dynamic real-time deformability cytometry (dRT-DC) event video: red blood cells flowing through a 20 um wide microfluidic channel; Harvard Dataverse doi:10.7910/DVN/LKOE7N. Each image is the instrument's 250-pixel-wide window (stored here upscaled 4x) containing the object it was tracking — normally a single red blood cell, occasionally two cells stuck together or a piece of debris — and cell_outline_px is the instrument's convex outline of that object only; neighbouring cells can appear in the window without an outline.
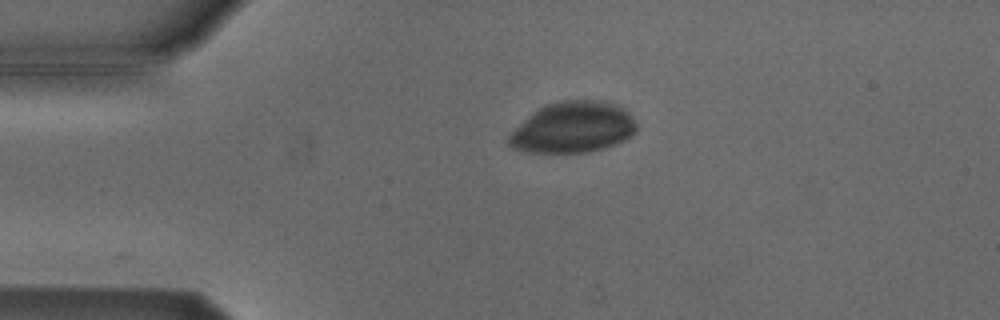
{"species": "Egyptian fruit bat (a non-hibernating species)", "species_latin": "Rousettus aegyptiacus", "temperature_condition": "cold", "stored_images_in_passage": 29, "camera_frame_rate_fps": 3000, "um_per_image_px": 0.085, "animal": {"sex": "male"}, "frame": {"image": 1, "passage_image": 1, "time_ms": 0.0, "image_size_px": [1000, 320], "cell_outline_px": [[636, 132], [624, 140], [600, 148], [584, 152], [528, 152], [512, 148], [508, 144], [508, 136], [532, 112], [544, 104], [560, 100], [608, 100], [624, 108], [628, 112], [636, 124]], "centroid_in_image_um": [48.69, 10.8], "position_along_channel_um": 36.3, "area_um2": 37.8}}
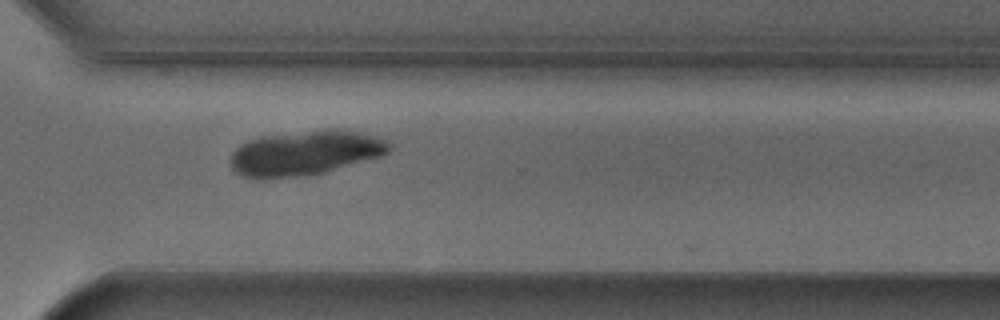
{"frame": {"image": 2, "passage_image": 28, "time_ms": 9.0, "image_size_px": [1000, 320], "cell_outline_px": [[388, 152], [380, 156], [324, 172], [308, 176], [244, 176], [236, 172], [232, 168], [232, 152], [240, 144], [248, 140], [264, 136], [312, 132], [352, 132], [372, 136], [384, 140], [388, 144]], "centroid_in_image_um": [25.88, 13.03], "position_along_channel_um": 344.7, "area_um2": 38.96}}